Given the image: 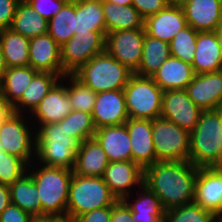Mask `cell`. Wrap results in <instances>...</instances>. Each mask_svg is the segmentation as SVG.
I'll list each match as a JSON object with an SVG mask.
<instances>
[{
  "label": "cell",
  "mask_w": 222,
  "mask_h": 222,
  "mask_svg": "<svg viewBox=\"0 0 222 222\" xmlns=\"http://www.w3.org/2000/svg\"><path fill=\"white\" fill-rule=\"evenodd\" d=\"M0 40L7 68L29 65V38L7 28L0 30Z\"/></svg>",
  "instance_id": "d6a6232c"
},
{
  "label": "cell",
  "mask_w": 222,
  "mask_h": 222,
  "mask_svg": "<svg viewBox=\"0 0 222 222\" xmlns=\"http://www.w3.org/2000/svg\"><path fill=\"white\" fill-rule=\"evenodd\" d=\"M193 202L215 216L222 214V169L220 167L198 168Z\"/></svg>",
  "instance_id": "5bb4252c"
},
{
  "label": "cell",
  "mask_w": 222,
  "mask_h": 222,
  "mask_svg": "<svg viewBox=\"0 0 222 222\" xmlns=\"http://www.w3.org/2000/svg\"><path fill=\"white\" fill-rule=\"evenodd\" d=\"M10 189L9 186L0 184V214L10 205Z\"/></svg>",
  "instance_id": "7dc6e473"
},
{
  "label": "cell",
  "mask_w": 222,
  "mask_h": 222,
  "mask_svg": "<svg viewBox=\"0 0 222 222\" xmlns=\"http://www.w3.org/2000/svg\"><path fill=\"white\" fill-rule=\"evenodd\" d=\"M66 81L67 95L74 111L93 112L97 93L78 80L73 74L62 77Z\"/></svg>",
  "instance_id": "d590c367"
},
{
  "label": "cell",
  "mask_w": 222,
  "mask_h": 222,
  "mask_svg": "<svg viewBox=\"0 0 222 222\" xmlns=\"http://www.w3.org/2000/svg\"><path fill=\"white\" fill-rule=\"evenodd\" d=\"M92 118L96 129L125 124L129 115L123 90L97 93Z\"/></svg>",
  "instance_id": "2e32d148"
},
{
  "label": "cell",
  "mask_w": 222,
  "mask_h": 222,
  "mask_svg": "<svg viewBox=\"0 0 222 222\" xmlns=\"http://www.w3.org/2000/svg\"><path fill=\"white\" fill-rule=\"evenodd\" d=\"M116 197L102 177L74 174L69 186L66 221L74 222L80 215L114 205Z\"/></svg>",
  "instance_id": "5b68a950"
},
{
  "label": "cell",
  "mask_w": 222,
  "mask_h": 222,
  "mask_svg": "<svg viewBox=\"0 0 222 222\" xmlns=\"http://www.w3.org/2000/svg\"><path fill=\"white\" fill-rule=\"evenodd\" d=\"M36 219L17 205H10L0 214V222H34Z\"/></svg>",
  "instance_id": "7bdbcfd3"
},
{
  "label": "cell",
  "mask_w": 222,
  "mask_h": 222,
  "mask_svg": "<svg viewBox=\"0 0 222 222\" xmlns=\"http://www.w3.org/2000/svg\"><path fill=\"white\" fill-rule=\"evenodd\" d=\"M48 21L38 15L30 5L22 0L16 8L11 29L27 38L47 33Z\"/></svg>",
  "instance_id": "836d02e7"
},
{
  "label": "cell",
  "mask_w": 222,
  "mask_h": 222,
  "mask_svg": "<svg viewBox=\"0 0 222 222\" xmlns=\"http://www.w3.org/2000/svg\"><path fill=\"white\" fill-rule=\"evenodd\" d=\"M106 31L103 0H82L75 4L74 33Z\"/></svg>",
  "instance_id": "4dcf8cb0"
},
{
  "label": "cell",
  "mask_w": 222,
  "mask_h": 222,
  "mask_svg": "<svg viewBox=\"0 0 222 222\" xmlns=\"http://www.w3.org/2000/svg\"><path fill=\"white\" fill-rule=\"evenodd\" d=\"M198 32L190 26L180 30L169 43L170 54L192 66Z\"/></svg>",
  "instance_id": "74e56055"
},
{
  "label": "cell",
  "mask_w": 222,
  "mask_h": 222,
  "mask_svg": "<svg viewBox=\"0 0 222 222\" xmlns=\"http://www.w3.org/2000/svg\"><path fill=\"white\" fill-rule=\"evenodd\" d=\"M136 192L137 196L131 194L123 199L131 210L134 222H155L165 217L166 210L153 191L143 184Z\"/></svg>",
  "instance_id": "d4e9b609"
},
{
  "label": "cell",
  "mask_w": 222,
  "mask_h": 222,
  "mask_svg": "<svg viewBox=\"0 0 222 222\" xmlns=\"http://www.w3.org/2000/svg\"><path fill=\"white\" fill-rule=\"evenodd\" d=\"M106 33L144 28V19L133 5L118 6L103 0Z\"/></svg>",
  "instance_id": "f546056e"
},
{
  "label": "cell",
  "mask_w": 222,
  "mask_h": 222,
  "mask_svg": "<svg viewBox=\"0 0 222 222\" xmlns=\"http://www.w3.org/2000/svg\"><path fill=\"white\" fill-rule=\"evenodd\" d=\"M219 3H220V6H221V8H222V0H219Z\"/></svg>",
  "instance_id": "91938a15"
},
{
  "label": "cell",
  "mask_w": 222,
  "mask_h": 222,
  "mask_svg": "<svg viewBox=\"0 0 222 222\" xmlns=\"http://www.w3.org/2000/svg\"><path fill=\"white\" fill-rule=\"evenodd\" d=\"M201 113L202 110L189 98L186 90L163 92L160 117L191 132L198 123Z\"/></svg>",
  "instance_id": "4fadbf2b"
},
{
  "label": "cell",
  "mask_w": 222,
  "mask_h": 222,
  "mask_svg": "<svg viewBox=\"0 0 222 222\" xmlns=\"http://www.w3.org/2000/svg\"><path fill=\"white\" fill-rule=\"evenodd\" d=\"M182 8L187 25L197 32H213L222 24L219 0H192Z\"/></svg>",
  "instance_id": "44dd1931"
},
{
  "label": "cell",
  "mask_w": 222,
  "mask_h": 222,
  "mask_svg": "<svg viewBox=\"0 0 222 222\" xmlns=\"http://www.w3.org/2000/svg\"><path fill=\"white\" fill-rule=\"evenodd\" d=\"M69 137L76 139L80 144L94 137L96 127L92 114L84 111L72 110L63 120L59 122Z\"/></svg>",
  "instance_id": "8d00e7d4"
},
{
  "label": "cell",
  "mask_w": 222,
  "mask_h": 222,
  "mask_svg": "<svg viewBox=\"0 0 222 222\" xmlns=\"http://www.w3.org/2000/svg\"><path fill=\"white\" fill-rule=\"evenodd\" d=\"M185 90L202 111L222 108V70L195 74Z\"/></svg>",
  "instance_id": "e0dca14e"
},
{
  "label": "cell",
  "mask_w": 222,
  "mask_h": 222,
  "mask_svg": "<svg viewBox=\"0 0 222 222\" xmlns=\"http://www.w3.org/2000/svg\"><path fill=\"white\" fill-rule=\"evenodd\" d=\"M171 2V0H133L132 5L145 20L163 10Z\"/></svg>",
  "instance_id": "b9f144b4"
},
{
  "label": "cell",
  "mask_w": 222,
  "mask_h": 222,
  "mask_svg": "<svg viewBox=\"0 0 222 222\" xmlns=\"http://www.w3.org/2000/svg\"><path fill=\"white\" fill-rule=\"evenodd\" d=\"M94 138L105 151L109 162L132 160L131 139L125 124L96 129Z\"/></svg>",
  "instance_id": "7402d4cb"
},
{
  "label": "cell",
  "mask_w": 222,
  "mask_h": 222,
  "mask_svg": "<svg viewBox=\"0 0 222 222\" xmlns=\"http://www.w3.org/2000/svg\"><path fill=\"white\" fill-rule=\"evenodd\" d=\"M106 1L114 3L118 6H126V5H132L133 0H106Z\"/></svg>",
  "instance_id": "f907efd6"
},
{
  "label": "cell",
  "mask_w": 222,
  "mask_h": 222,
  "mask_svg": "<svg viewBox=\"0 0 222 222\" xmlns=\"http://www.w3.org/2000/svg\"><path fill=\"white\" fill-rule=\"evenodd\" d=\"M144 37V28L106 33L105 51L134 73L142 59Z\"/></svg>",
  "instance_id": "8fae6325"
},
{
  "label": "cell",
  "mask_w": 222,
  "mask_h": 222,
  "mask_svg": "<svg viewBox=\"0 0 222 222\" xmlns=\"http://www.w3.org/2000/svg\"><path fill=\"white\" fill-rule=\"evenodd\" d=\"M197 172L189 161H156L144 169V185L167 211L194 201Z\"/></svg>",
  "instance_id": "6da1fadb"
},
{
  "label": "cell",
  "mask_w": 222,
  "mask_h": 222,
  "mask_svg": "<svg viewBox=\"0 0 222 222\" xmlns=\"http://www.w3.org/2000/svg\"><path fill=\"white\" fill-rule=\"evenodd\" d=\"M7 70V64L5 61V57L3 54V47H2V43L0 40V80L4 75V72Z\"/></svg>",
  "instance_id": "681fc988"
},
{
  "label": "cell",
  "mask_w": 222,
  "mask_h": 222,
  "mask_svg": "<svg viewBox=\"0 0 222 222\" xmlns=\"http://www.w3.org/2000/svg\"><path fill=\"white\" fill-rule=\"evenodd\" d=\"M34 222H67V221L64 219L46 218V219H36Z\"/></svg>",
  "instance_id": "816d5d0a"
},
{
  "label": "cell",
  "mask_w": 222,
  "mask_h": 222,
  "mask_svg": "<svg viewBox=\"0 0 222 222\" xmlns=\"http://www.w3.org/2000/svg\"><path fill=\"white\" fill-rule=\"evenodd\" d=\"M170 55L168 42L153 38L145 33L142 59L139 68L134 73L152 77Z\"/></svg>",
  "instance_id": "1f68e13d"
},
{
  "label": "cell",
  "mask_w": 222,
  "mask_h": 222,
  "mask_svg": "<svg viewBox=\"0 0 222 222\" xmlns=\"http://www.w3.org/2000/svg\"><path fill=\"white\" fill-rule=\"evenodd\" d=\"M60 79L57 74L38 72L21 98L11 107L12 112L30 115Z\"/></svg>",
  "instance_id": "4316f807"
},
{
  "label": "cell",
  "mask_w": 222,
  "mask_h": 222,
  "mask_svg": "<svg viewBox=\"0 0 222 222\" xmlns=\"http://www.w3.org/2000/svg\"><path fill=\"white\" fill-rule=\"evenodd\" d=\"M189 1H192V0H174L173 2L182 6L185 2H189Z\"/></svg>",
  "instance_id": "db71d44e"
},
{
  "label": "cell",
  "mask_w": 222,
  "mask_h": 222,
  "mask_svg": "<svg viewBox=\"0 0 222 222\" xmlns=\"http://www.w3.org/2000/svg\"><path fill=\"white\" fill-rule=\"evenodd\" d=\"M155 222H167L166 217H163L162 219H158Z\"/></svg>",
  "instance_id": "6f0895ef"
},
{
  "label": "cell",
  "mask_w": 222,
  "mask_h": 222,
  "mask_svg": "<svg viewBox=\"0 0 222 222\" xmlns=\"http://www.w3.org/2000/svg\"><path fill=\"white\" fill-rule=\"evenodd\" d=\"M106 31L74 33L67 42L60 46L63 76L73 74L94 56L105 51Z\"/></svg>",
  "instance_id": "30bf717a"
},
{
  "label": "cell",
  "mask_w": 222,
  "mask_h": 222,
  "mask_svg": "<svg viewBox=\"0 0 222 222\" xmlns=\"http://www.w3.org/2000/svg\"><path fill=\"white\" fill-rule=\"evenodd\" d=\"M28 164L17 156L0 152V184L10 186L28 171Z\"/></svg>",
  "instance_id": "ab89813d"
},
{
  "label": "cell",
  "mask_w": 222,
  "mask_h": 222,
  "mask_svg": "<svg viewBox=\"0 0 222 222\" xmlns=\"http://www.w3.org/2000/svg\"><path fill=\"white\" fill-rule=\"evenodd\" d=\"M21 0H0V30L10 28Z\"/></svg>",
  "instance_id": "ee69618b"
},
{
  "label": "cell",
  "mask_w": 222,
  "mask_h": 222,
  "mask_svg": "<svg viewBox=\"0 0 222 222\" xmlns=\"http://www.w3.org/2000/svg\"><path fill=\"white\" fill-rule=\"evenodd\" d=\"M27 172L32 176L37 187L41 212L47 218L66 220L69 186L73 170L47 167L33 161L28 166Z\"/></svg>",
  "instance_id": "7a4b0ae2"
},
{
  "label": "cell",
  "mask_w": 222,
  "mask_h": 222,
  "mask_svg": "<svg viewBox=\"0 0 222 222\" xmlns=\"http://www.w3.org/2000/svg\"><path fill=\"white\" fill-rule=\"evenodd\" d=\"M12 112V108L6 105L0 98V127L7 116Z\"/></svg>",
  "instance_id": "c3c4849f"
},
{
  "label": "cell",
  "mask_w": 222,
  "mask_h": 222,
  "mask_svg": "<svg viewBox=\"0 0 222 222\" xmlns=\"http://www.w3.org/2000/svg\"><path fill=\"white\" fill-rule=\"evenodd\" d=\"M75 29V4L66 3L63 8L48 21L47 33L62 46L71 37Z\"/></svg>",
  "instance_id": "e575fe53"
},
{
  "label": "cell",
  "mask_w": 222,
  "mask_h": 222,
  "mask_svg": "<svg viewBox=\"0 0 222 222\" xmlns=\"http://www.w3.org/2000/svg\"><path fill=\"white\" fill-rule=\"evenodd\" d=\"M11 203L32 215L35 219H46L41 212L39 193L32 176L26 172L9 186Z\"/></svg>",
  "instance_id": "f1b7e54d"
},
{
  "label": "cell",
  "mask_w": 222,
  "mask_h": 222,
  "mask_svg": "<svg viewBox=\"0 0 222 222\" xmlns=\"http://www.w3.org/2000/svg\"><path fill=\"white\" fill-rule=\"evenodd\" d=\"M192 67L195 74L222 70L220 42L215 31L198 32Z\"/></svg>",
  "instance_id": "603a6c76"
},
{
  "label": "cell",
  "mask_w": 222,
  "mask_h": 222,
  "mask_svg": "<svg viewBox=\"0 0 222 222\" xmlns=\"http://www.w3.org/2000/svg\"><path fill=\"white\" fill-rule=\"evenodd\" d=\"M156 161H189L190 132L162 117L152 120Z\"/></svg>",
  "instance_id": "9c48e42d"
},
{
  "label": "cell",
  "mask_w": 222,
  "mask_h": 222,
  "mask_svg": "<svg viewBox=\"0 0 222 222\" xmlns=\"http://www.w3.org/2000/svg\"><path fill=\"white\" fill-rule=\"evenodd\" d=\"M36 136L35 162L47 166L73 170L80 143L69 137L58 123L34 125Z\"/></svg>",
  "instance_id": "277c9868"
},
{
  "label": "cell",
  "mask_w": 222,
  "mask_h": 222,
  "mask_svg": "<svg viewBox=\"0 0 222 222\" xmlns=\"http://www.w3.org/2000/svg\"><path fill=\"white\" fill-rule=\"evenodd\" d=\"M133 74L106 51L94 56L73 75L96 93L124 90Z\"/></svg>",
  "instance_id": "8992f818"
},
{
  "label": "cell",
  "mask_w": 222,
  "mask_h": 222,
  "mask_svg": "<svg viewBox=\"0 0 222 222\" xmlns=\"http://www.w3.org/2000/svg\"><path fill=\"white\" fill-rule=\"evenodd\" d=\"M195 167L222 165V108L202 111L190 132V157Z\"/></svg>",
  "instance_id": "3957f363"
},
{
  "label": "cell",
  "mask_w": 222,
  "mask_h": 222,
  "mask_svg": "<svg viewBox=\"0 0 222 222\" xmlns=\"http://www.w3.org/2000/svg\"><path fill=\"white\" fill-rule=\"evenodd\" d=\"M216 222H222V214L216 216Z\"/></svg>",
  "instance_id": "9f6ffc18"
},
{
  "label": "cell",
  "mask_w": 222,
  "mask_h": 222,
  "mask_svg": "<svg viewBox=\"0 0 222 222\" xmlns=\"http://www.w3.org/2000/svg\"><path fill=\"white\" fill-rule=\"evenodd\" d=\"M0 140L8 154L28 165L35 161V127L29 115L11 112L0 127Z\"/></svg>",
  "instance_id": "ba28073f"
},
{
  "label": "cell",
  "mask_w": 222,
  "mask_h": 222,
  "mask_svg": "<svg viewBox=\"0 0 222 222\" xmlns=\"http://www.w3.org/2000/svg\"><path fill=\"white\" fill-rule=\"evenodd\" d=\"M38 71L32 67L7 68L0 80V98L8 106L12 107L30 85Z\"/></svg>",
  "instance_id": "83f0119b"
},
{
  "label": "cell",
  "mask_w": 222,
  "mask_h": 222,
  "mask_svg": "<svg viewBox=\"0 0 222 222\" xmlns=\"http://www.w3.org/2000/svg\"><path fill=\"white\" fill-rule=\"evenodd\" d=\"M112 205L80 215L74 222H110Z\"/></svg>",
  "instance_id": "f6af8a7d"
},
{
  "label": "cell",
  "mask_w": 222,
  "mask_h": 222,
  "mask_svg": "<svg viewBox=\"0 0 222 222\" xmlns=\"http://www.w3.org/2000/svg\"><path fill=\"white\" fill-rule=\"evenodd\" d=\"M131 139L132 161L143 169L156 162L152 139V120L129 118L125 122Z\"/></svg>",
  "instance_id": "ffe728a7"
},
{
  "label": "cell",
  "mask_w": 222,
  "mask_h": 222,
  "mask_svg": "<svg viewBox=\"0 0 222 222\" xmlns=\"http://www.w3.org/2000/svg\"><path fill=\"white\" fill-rule=\"evenodd\" d=\"M29 66L38 72L63 77L60 46L48 33L30 38Z\"/></svg>",
  "instance_id": "ac0fdd59"
},
{
  "label": "cell",
  "mask_w": 222,
  "mask_h": 222,
  "mask_svg": "<svg viewBox=\"0 0 222 222\" xmlns=\"http://www.w3.org/2000/svg\"><path fill=\"white\" fill-rule=\"evenodd\" d=\"M195 76L190 64L170 55L152 76L154 82L163 90H185Z\"/></svg>",
  "instance_id": "cb8c5ba5"
},
{
  "label": "cell",
  "mask_w": 222,
  "mask_h": 222,
  "mask_svg": "<svg viewBox=\"0 0 222 222\" xmlns=\"http://www.w3.org/2000/svg\"><path fill=\"white\" fill-rule=\"evenodd\" d=\"M1 151H5V149H4V146L2 145V142H1V140H0V152Z\"/></svg>",
  "instance_id": "680465c9"
},
{
  "label": "cell",
  "mask_w": 222,
  "mask_h": 222,
  "mask_svg": "<svg viewBox=\"0 0 222 222\" xmlns=\"http://www.w3.org/2000/svg\"><path fill=\"white\" fill-rule=\"evenodd\" d=\"M187 26L182 6L171 2L163 10L144 20L145 33L170 43L174 36Z\"/></svg>",
  "instance_id": "d6986e66"
},
{
  "label": "cell",
  "mask_w": 222,
  "mask_h": 222,
  "mask_svg": "<svg viewBox=\"0 0 222 222\" xmlns=\"http://www.w3.org/2000/svg\"><path fill=\"white\" fill-rule=\"evenodd\" d=\"M123 92L129 118L154 120L161 116L164 91L152 77L133 73Z\"/></svg>",
  "instance_id": "52a82bcc"
},
{
  "label": "cell",
  "mask_w": 222,
  "mask_h": 222,
  "mask_svg": "<svg viewBox=\"0 0 222 222\" xmlns=\"http://www.w3.org/2000/svg\"><path fill=\"white\" fill-rule=\"evenodd\" d=\"M215 32H216L219 42H220V48H221V54H222V24L216 29Z\"/></svg>",
  "instance_id": "f5cc1de1"
},
{
  "label": "cell",
  "mask_w": 222,
  "mask_h": 222,
  "mask_svg": "<svg viewBox=\"0 0 222 222\" xmlns=\"http://www.w3.org/2000/svg\"><path fill=\"white\" fill-rule=\"evenodd\" d=\"M46 21H49L66 4L62 0H25Z\"/></svg>",
  "instance_id": "60d3db41"
},
{
  "label": "cell",
  "mask_w": 222,
  "mask_h": 222,
  "mask_svg": "<svg viewBox=\"0 0 222 222\" xmlns=\"http://www.w3.org/2000/svg\"><path fill=\"white\" fill-rule=\"evenodd\" d=\"M110 222H134L131 210L123 200H117V202L112 205Z\"/></svg>",
  "instance_id": "bcb514c9"
},
{
  "label": "cell",
  "mask_w": 222,
  "mask_h": 222,
  "mask_svg": "<svg viewBox=\"0 0 222 222\" xmlns=\"http://www.w3.org/2000/svg\"><path fill=\"white\" fill-rule=\"evenodd\" d=\"M167 222H216V216L192 202L166 211Z\"/></svg>",
  "instance_id": "f35d334b"
},
{
  "label": "cell",
  "mask_w": 222,
  "mask_h": 222,
  "mask_svg": "<svg viewBox=\"0 0 222 222\" xmlns=\"http://www.w3.org/2000/svg\"><path fill=\"white\" fill-rule=\"evenodd\" d=\"M62 1L66 2V3H74V4H76V3H78V2H80L82 0H62Z\"/></svg>",
  "instance_id": "11a10c76"
},
{
  "label": "cell",
  "mask_w": 222,
  "mask_h": 222,
  "mask_svg": "<svg viewBox=\"0 0 222 222\" xmlns=\"http://www.w3.org/2000/svg\"><path fill=\"white\" fill-rule=\"evenodd\" d=\"M109 164L107 155L97 140L89 138L79 145L73 173L81 176L102 177Z\"/></svg>",
  "instance_id": "484cf974"
},
{
  "label": "cell",
  "mask_w": 222,
  "mask_h": 222,
  "mask_svg": "<svg viewBox=\"0 0 222 222\" xmlns=\"http://www.w3.org/2000/svg\"><path fill=\"white\" fill-rule=\"evenodd\" d=\"M117 200H123L144 184V169L129 161L109 162L102 176Z\"/></svg>",
  "instance_id": "7c38bea8"
},
{
  "label": "cell",
  "mask_w": 222,
  "mask_h": 222,
  "mask_svg": "<svg viewBox=\"0 0 222 222\" xmlns=\"http://www.w3.org/2000/svg\"><path fill=\"white\" fill-rule=\"evenodd\" d=\"M72 111L66 81L61 78L29 115L34 125L58 123Z\"/></svg>",
  "instance_id": "9a60e30c"
}]
</instances>
